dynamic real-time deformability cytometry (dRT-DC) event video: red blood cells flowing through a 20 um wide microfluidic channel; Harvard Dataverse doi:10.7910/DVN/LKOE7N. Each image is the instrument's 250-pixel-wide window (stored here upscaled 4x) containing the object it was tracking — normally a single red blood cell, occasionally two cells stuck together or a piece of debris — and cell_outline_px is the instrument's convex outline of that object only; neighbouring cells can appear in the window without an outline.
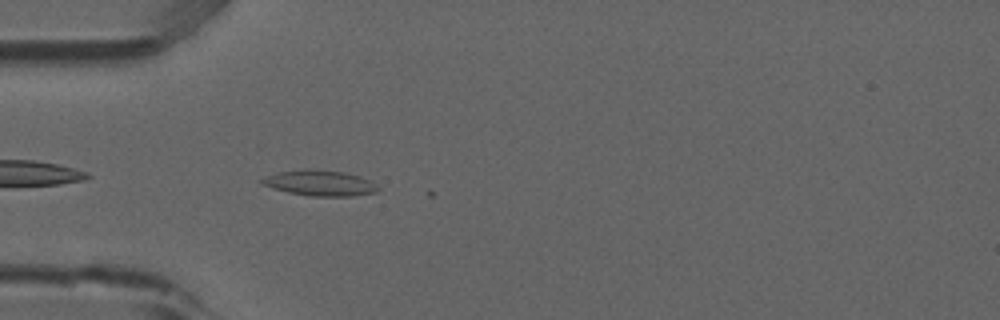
{"species": "common noctule bat (a hibernating species)", "species_latin": "Nyctalus noctula", "temperature_condition": "room temperature", "stored_images_in_passage": 5, "camera_frame_rate_fps": 3000, "um_per_image_px": 0.085, "animal": {"sex": "male", "forearm_length_mm": 52.5}, "frame": {"image": 1, "passage_image": 5, "time_ms": 1.333, "image_size_px": [1000, 320], "cell_outline_px": [[380, 188], [376, 192], [352, 196], [308, 196], [288, 192], [272, 188], [260, 184], [260, 180], [276, 172], [308, 168], [344, 172], [360, 176], [376, 184]], "centroid_in_image_um": [27.17, 15.55], "position_along_channel_um": 57.8, "area_um2": 17.4}}